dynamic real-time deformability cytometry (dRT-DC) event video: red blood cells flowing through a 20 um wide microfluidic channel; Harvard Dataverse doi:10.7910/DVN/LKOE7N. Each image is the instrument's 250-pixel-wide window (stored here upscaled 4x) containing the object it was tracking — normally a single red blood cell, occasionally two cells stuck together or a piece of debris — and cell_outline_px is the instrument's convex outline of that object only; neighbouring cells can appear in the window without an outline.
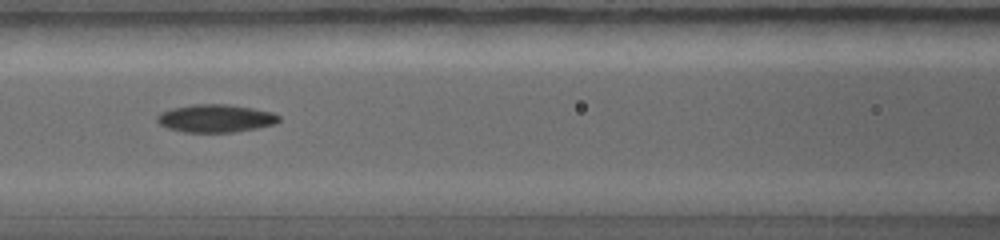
{"species": "common noctule bat (a hibernating species)", "species_latin": "Nyctalus noctula", "temperature_condition": "warm", "stored_images_in_passage": 29, "camera_frame_rate_fps": 5000, "um_per_image_px": 0.085, "animal": {"sex": "female", "body_mass_g": 19.0, "forearm_length_mm": 56.7}, "frame": {"image": 1, "passage_image": 6, "time_ms": 3.4, "image_size_px": [1000, 240], "cell_outline_px": [[280, 120], [272, 124], [256, 128], [232, 132], [184, 132], [168, 128], [160, 124], [156, 120], [156, 116], [160, 112], [172, 108], [192, 104], [228, 104], [252, 108], [272, 112], [280, 116]], "centroid_in_image_um": [18.29, 10.05], "position_along_channel_um": 148.3, "area_um2": 19.71}}
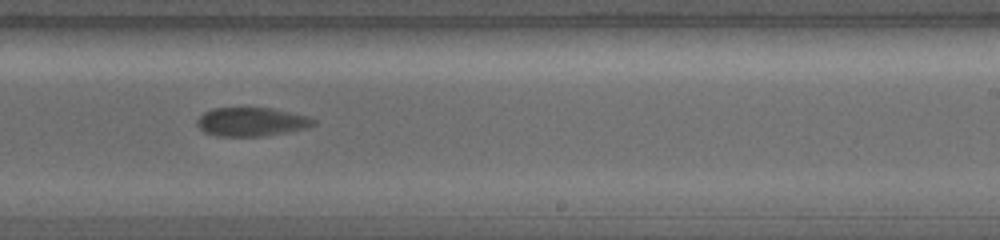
{"frame": {"image": 2, "passage_image": 12, "time_ms": 5.4, "image_size_px": [1000, 240], "cell_outline_px": [[316, 124], [304, 128], [264, 136], [216, 136], [204, 132], [196, 124], [196, 120], [204, 112], [216, 108], [268, 108], [308, 116], [316, 120]], "centroid_in_image_um": [21.34, 10.36], "position_along_channel_um": 267.7, "area_um2": 19.25}}
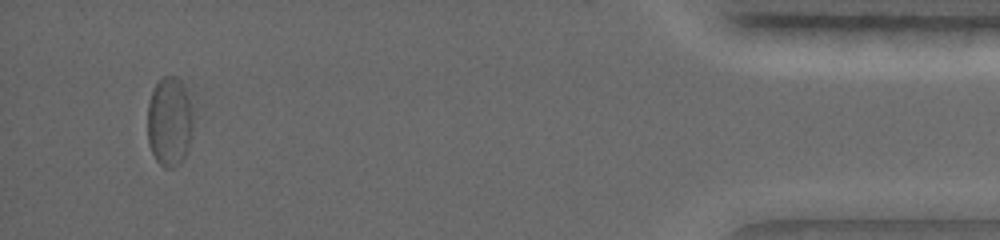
{"frame": {"image": 3, "passage_image": 26, "time_ms": 9.4, "image_size_px": [1000, 240], "cell_outline_px": [[188, 144], [184, 156], [180, 164], [172, 168], [164, 168], [156, 160], [148, 144], [148, 100], [156, 84], [164, 76], [176, 76], [184, 88], [188, 100]], "centroid_in_image_um": [14.31, 10.37], "position_along_channel_um": 420.9, "area_um2": 22.54}}